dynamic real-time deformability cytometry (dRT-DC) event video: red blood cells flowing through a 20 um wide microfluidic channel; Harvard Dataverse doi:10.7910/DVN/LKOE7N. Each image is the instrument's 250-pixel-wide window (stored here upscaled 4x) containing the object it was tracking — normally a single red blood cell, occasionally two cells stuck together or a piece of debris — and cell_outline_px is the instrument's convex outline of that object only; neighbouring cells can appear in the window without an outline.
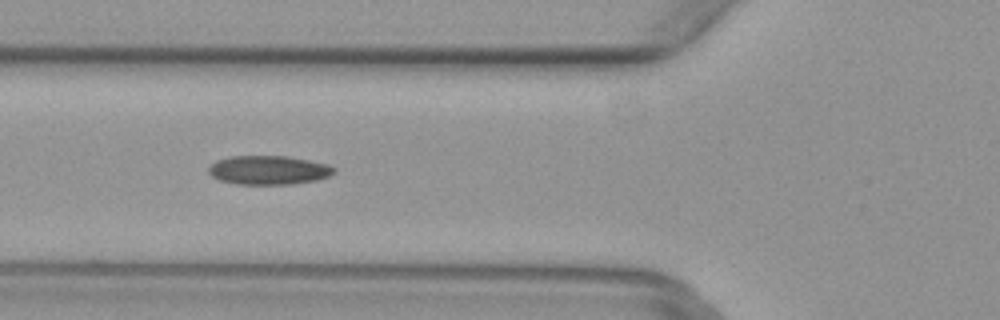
{"species": "common noctule bat (a hibernating species)", "species_latin": "Nyctalus noctula", "temperature_condition": "warm", "stored_images_in_passage": 7, "camera_frame_rate_fps": 3000, "um_per_image_px": 0.085, "animal": {"sex": "female", "body_mass_g": 29.2, "forearm_length_mm": 56.3}, "frame": {"image": 1, "passage_image": 6, "time_ms": 1.667, "image_size_px": [1000, 320], "cell_outline_px": [[336, 172], [328, 176], [316, 180], [292, 184], [236, 184], [220, 180], [212, 176], [208, 172], [208, 168], [216, 160], [228, 156], [288, 156], [328, 164], [336, 168]], "centroid_in_image_um": [22.83, 14.45], "position_along_channel_um": 103.0, "area_um2": 21.21}}
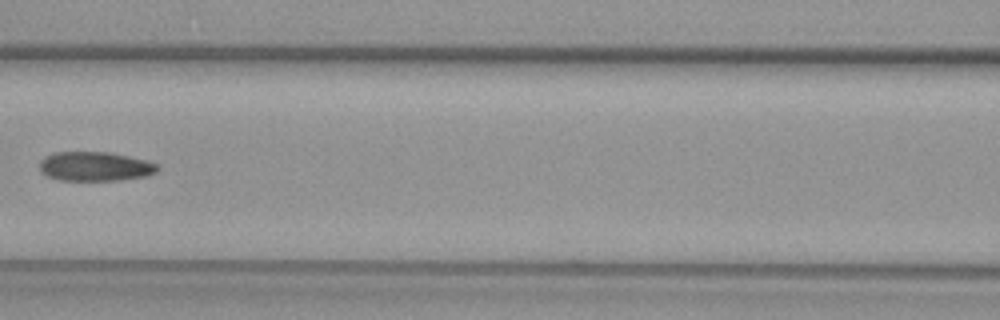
{"frame": {"image": 2, "passage_image": 7, "time_ms": 2.0, "image_size_px": [1000, 320], "cell_outline_px": [[160, 168], [156, 172], [148, 176], [120, 180], [56, 180], [40, 172], [40, 160], [44, 156], [56, 152], [112, 152], [144, 160], [156, 164]], "centroid_in_image_um": [8.06, 14.15], "position_along_channel_um": 158.5, "area_um2": 20.23}}